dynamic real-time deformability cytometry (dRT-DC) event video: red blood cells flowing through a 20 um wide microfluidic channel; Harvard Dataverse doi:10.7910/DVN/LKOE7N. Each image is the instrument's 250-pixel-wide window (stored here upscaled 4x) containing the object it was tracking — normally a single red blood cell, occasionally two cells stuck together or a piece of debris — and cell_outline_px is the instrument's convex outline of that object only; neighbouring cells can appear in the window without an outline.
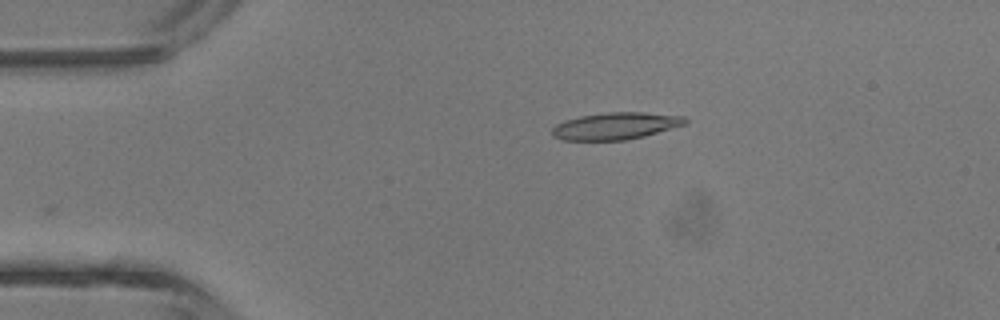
{"species": "common noctule bat (a hibernating species)", "species_latin": "Nyctalus noctula", "temperature_condition": "room temperature", "stored_images_in_passage": 27, "camera_frame_rate_fps": 3000, "um_per_image_px": 0.085, "animal": {"sex": "male", "body_mass_g": 13.3}, "frame": {"image": 1, "passage_image": 1, "time_ms": 0.0, "image_size_px": [1000, 320], "cell_outline_px": [[688, 124], [644, 136], [624, 140], [560, 140], [552, 136], [552, 128], [556, 124], [564, 120], [580, 116], [608, 112], [644, 112], [684, 116], [688, 120]], "centroid_in_image_um": [52.34, 10.7], "position_along_channel_um": 32.7, "area_um2": 21.1}}
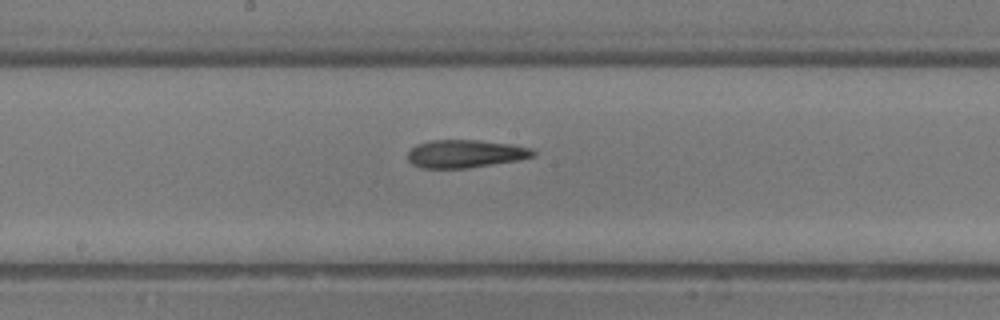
{"frame": {"image": 2, "passage_image": 15, "time_ms": 4.667, "image_size_px": [1000, 320], "cell_outline_px": [[536, 156], [516, 160], [468, 168], [420, 168], [412, 164], [408, 160], [408, 152], [416, 144], [432, 140], [480, 140], [512, 144], [532, 148], [536, 152]], "centroid_in_image_um": [39.55, 13.06], "position_along_channel_um": 208.6, "area_um2": 20.46}}
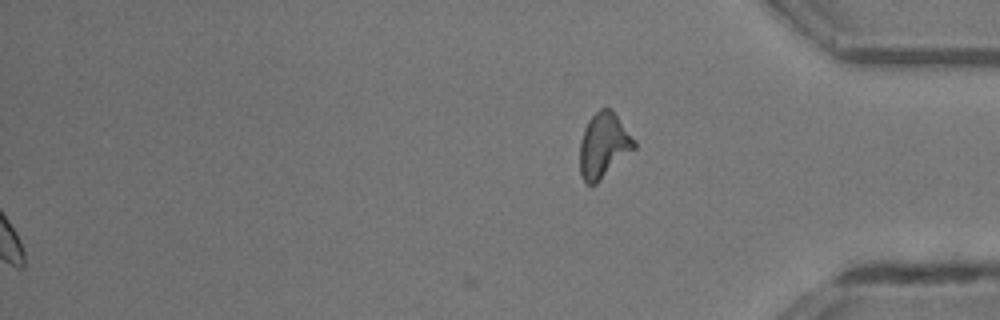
{"frame": {"image": 3, "passage_image": 27, "time_ms": 8.667, "image_size_px": [1000, 320], "cell_outline_px": [[636, 148], [596, 184], [588, 184], [580, 176], [580, 140], [584, 128], [588, 120], [600, 108], [612, 108], [636, 140]], "centroid_in_image_um": [51.32, 12.34], "position_along_channel_um": 383.9, "area_um2": 20.81}, "authors_computed_cell_mechanics": {"area_um2": 20.4612, "velocity_mm_per_s": 4.7285, "shape_relaxation_time_tau1_ms": 5.858, "shape_relaxation_time_tau2_ms": 3.565, "deformation_change_tau1": 0.1886, "deformation_change_tau2": 0.1562}}